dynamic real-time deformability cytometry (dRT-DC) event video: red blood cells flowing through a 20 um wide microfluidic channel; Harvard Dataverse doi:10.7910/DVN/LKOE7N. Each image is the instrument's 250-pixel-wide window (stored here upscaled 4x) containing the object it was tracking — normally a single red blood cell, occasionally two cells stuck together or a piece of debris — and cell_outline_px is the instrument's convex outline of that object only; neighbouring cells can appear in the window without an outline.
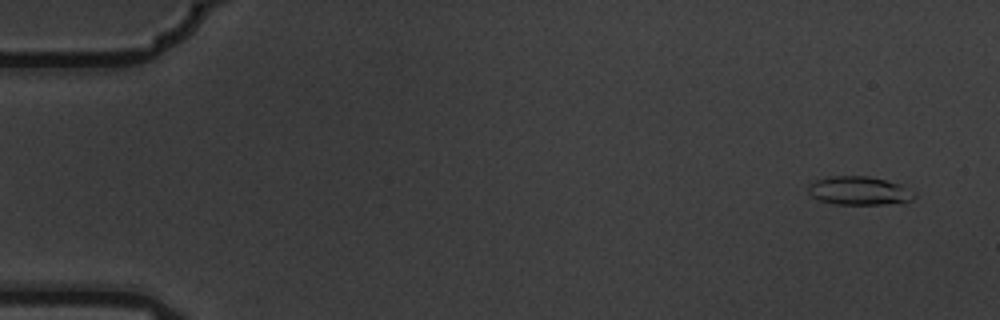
{"species": "common noctule bat (a hibernating species)", "species_latin": "Nyctalus noctula", "temperature_condition": "warm", "stored_images_in_passage": 5, "camera_frame_rate_fps": 3000, "um_per_image_px": 0.085, "animal": {"sex": "male", "body_mass_g": 19.5, "forearm_length_mm": 54.6}, "frame": {"image": 1, "passage_image": 1, "time_ms": 0.0, "image_size_px": [1000, 320], "cell_outline_px": [[916, 196], [912, 200], [904, 204], [836, 204], [820, 200], [812, 196], [808, 192], [808, 184], [816, 180], [832, 176], [868, 176], [904, 184], [916, 192]], "centroid_in_image_um": [73.13, 16.22], "position_along_channel_um": 11.9, "area_um2": 18.03}}